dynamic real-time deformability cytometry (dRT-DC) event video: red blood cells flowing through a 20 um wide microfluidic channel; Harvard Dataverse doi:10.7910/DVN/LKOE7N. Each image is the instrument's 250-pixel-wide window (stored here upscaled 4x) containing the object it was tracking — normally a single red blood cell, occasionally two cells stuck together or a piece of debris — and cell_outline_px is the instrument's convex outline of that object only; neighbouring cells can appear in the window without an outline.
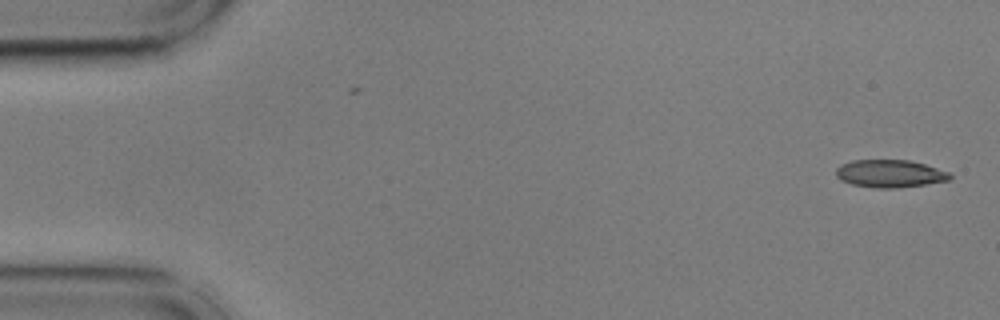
{"species": "common noctule bat (a hibernating species)", "species_latin": "Nyctalus noctula", "temperature_condition": "cold", "stored_images_in_passage": 54, "camera_frame_rate_fps": 3000, "um_per_image_px": 0.085, "animal": {"sex": "male", "body_mass_g": 17.9, "forearm_length_mm": 54.2}, "frame": {"image": 1, "passage_image": 1, "time_ms": 0.0, "image_size_px": [1000, 320], "cell_outline_px": [[952, 176], [948, 180], [924, 184], [896, 188], [876, 188], [852, 184], [840, 180], [836, 176], [836, 168], [840, 164], [852, 160], [908, 160], [924, 164], [948, 172]], "centroid_in_image_um": [75.58, 14.75], "position_along_channel_um": 9.4, "area_um2": 18.21}}
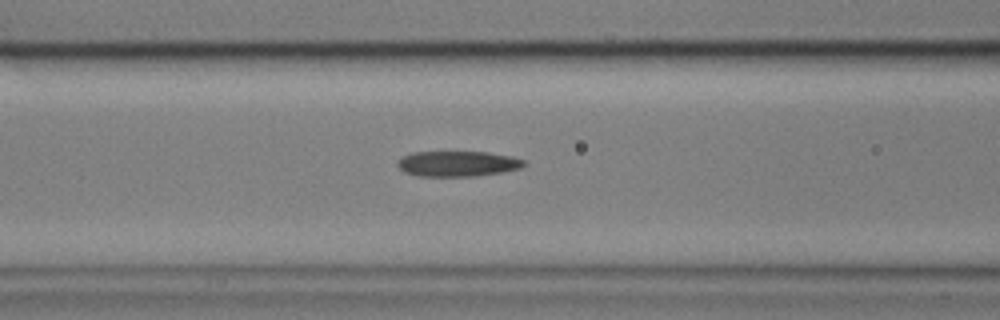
{"frame": {"image": 2, "passage_image": 21, "time_ms": 6.667, "image_size_px": [1000, 320], "cell_outline_px": [[528, 164], [520, 168], [504, 172], [476, 176], [416, 176], [404, 172], [396, 164], [396, 160], [400, 156], [412, 152], [488, 152], [512, 156], [524, 160]], "centroid_in_image_um": [38.88, 13.91], "position_along_channel_um": 127.7, "area_um2": 19.07}}
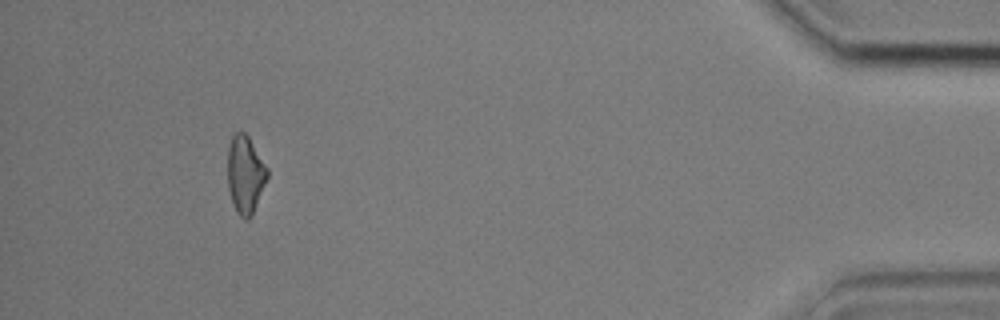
{"frame": {"image": 3, "passage_image": 50, "time_ms": 16.333, "image_size_px": [1000, 320], "cell_outline_px": [[268, 176], [252, 216], [248, 220], [244, 220], [236, 212], [228, 188], [228, 148], [232, 136], [236, 132], [244, 132], [248, 136], [268, 168]], "centroid_in_image_um": [20.85, 14.85], "position_along_channel_um": 414.3, "area_um2": 17.92}, "authors_computed_cell_mechanics": {"area_um2": 18.5249, "velocity_mm_per_s": 3.6319, "shape_relaxation_time_tau1_ms": null, "shape_relaxation_time_tau2_ms": 10.0768, "deformation_change_tau1": null, "deformation_change_tau2": 0.2335}}